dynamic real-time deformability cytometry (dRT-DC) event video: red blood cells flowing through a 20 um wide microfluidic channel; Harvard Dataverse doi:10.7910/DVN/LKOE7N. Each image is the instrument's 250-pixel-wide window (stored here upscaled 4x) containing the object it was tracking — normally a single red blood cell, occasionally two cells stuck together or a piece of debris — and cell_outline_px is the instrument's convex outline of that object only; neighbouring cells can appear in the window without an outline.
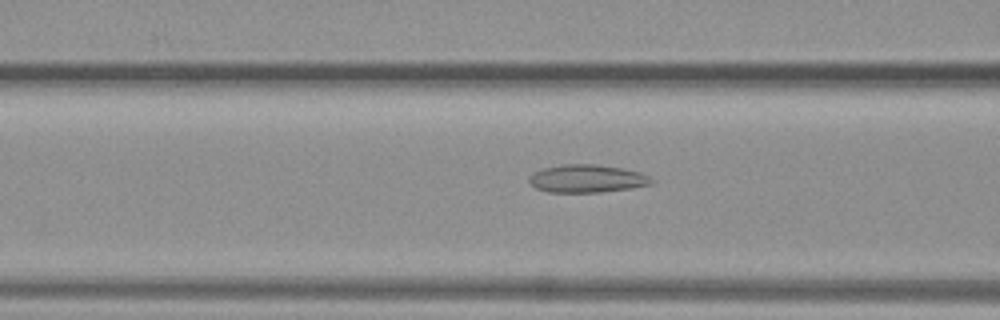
{"species": "common noctule bat (a hibernating species)", "species_latin": "Nyctalus noctula", "temperature_condition": "warm", "stored_images_in_passage": 32, "camera_frame_rate_fps": 3000, "um_per_image_px": 0.085, "animal": {"sex": "female", "body_mass_g": 19.3, "forearm_length_mm": 54.1}, "frame": {"image": 1, "passage_image": 7, "time_ms": 2.0, "image_size_px": [1000, 320], "cell_outline_px": [[656, 180], [652, 184], [632, 188], [600, 192], [548, 192], [536, 188], [528, 180], [528, 176], [532, 172], [544, 168], [560, 164], [596, 164], [620, 168], [640, 172]], "centroid_in_image_um": [49.89, 15.18], "position_along_channel_um": 116.7, "area_um2": 20.0}}
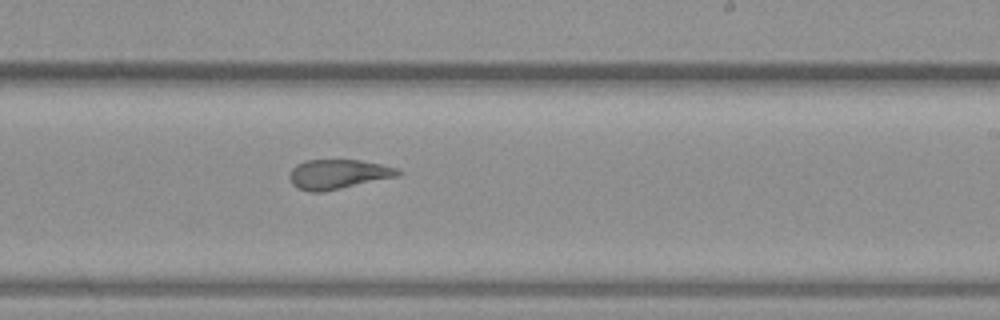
{"frame": {"image": 2, "passage_image": 17, "time_ms": 5.333, "image_size_px": [1000, 320], "cell_outline_px": [[404, 172], [400, 176], [324, 192], [308, 192], [296, 188], [292, 184], [288, 176], [292, 168], [296, 164], [304, 160], [360, 160], [400, 168]], "centroid_in_image_um": [28.75, 14.81], "position_along_channel_um": 260.2, "area_um2": 19.13}}
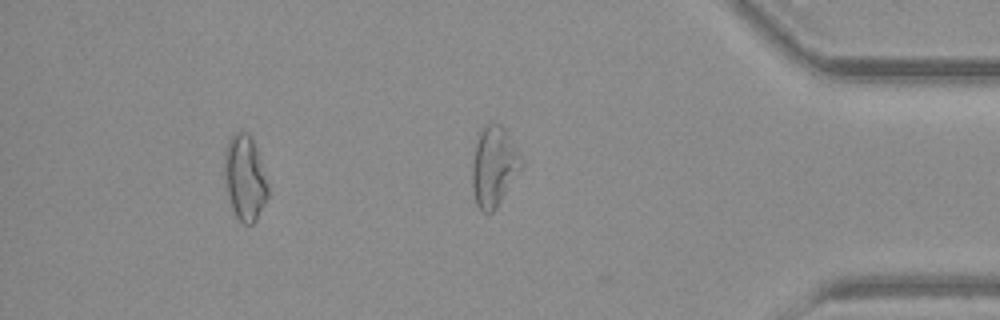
{"frame": {"image": 3, "passage_image": 28, "time_ms": 9.0, "image_size_px": [1000, 320], "cell_outline_px": [[268, 196], [256, 220], [252, 224], [244, 224], [236, 216], [232, 208], [224, 176], [224, 148], [228, 140], [236, 132], [248, 132], [252, 136], [268, 184]], "centroid_in_image_um": [20.8, 15.09], "position_along_channel_um": 414.4, "area_um2": 21.5}}